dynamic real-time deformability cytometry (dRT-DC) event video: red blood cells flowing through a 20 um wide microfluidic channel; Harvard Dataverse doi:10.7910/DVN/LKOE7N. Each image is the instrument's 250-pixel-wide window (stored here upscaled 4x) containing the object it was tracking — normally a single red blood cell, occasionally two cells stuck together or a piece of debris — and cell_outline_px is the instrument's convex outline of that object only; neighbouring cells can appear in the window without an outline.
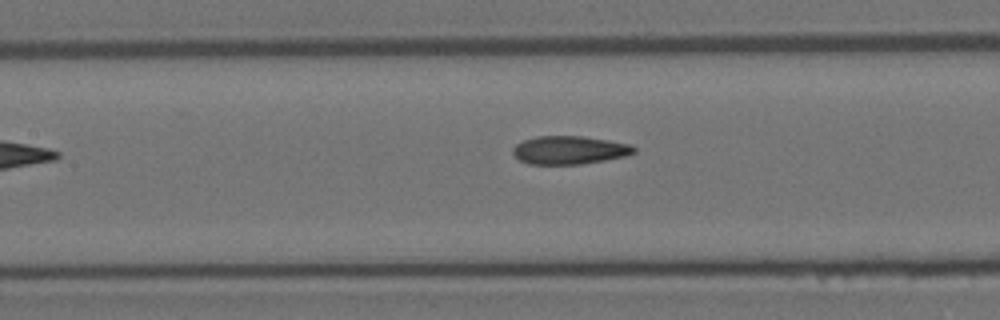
{"species": "Egyptian fruit bat (a non-hibernating species)", "species_latin": "Rousettus aegyptiacus", "temperature_condition": "room temperature", "stored_images_in_passage": 7, "camera_frame_rate_fps": 3000, "um_per_image_px": 0.085, "animal": {"sex": "female"}, "frame": {"image": 1, "passage_image": 5, "time_ms": 1.333, "image_size_px": [1000, 320], "cell_outline_px": [[636, 152], [624, 156], [604, 160], [580, 164], [528, 164], [520, 160], [512, 152], [512, 148], [516, 144], [524, 140], [536, 136], [584, 136], [632, 144], [636, 148]], "centroid_in_image_um": [48.4, 12.75], "position_along_channel_um": 159.0, "area_um2": 19.94}}